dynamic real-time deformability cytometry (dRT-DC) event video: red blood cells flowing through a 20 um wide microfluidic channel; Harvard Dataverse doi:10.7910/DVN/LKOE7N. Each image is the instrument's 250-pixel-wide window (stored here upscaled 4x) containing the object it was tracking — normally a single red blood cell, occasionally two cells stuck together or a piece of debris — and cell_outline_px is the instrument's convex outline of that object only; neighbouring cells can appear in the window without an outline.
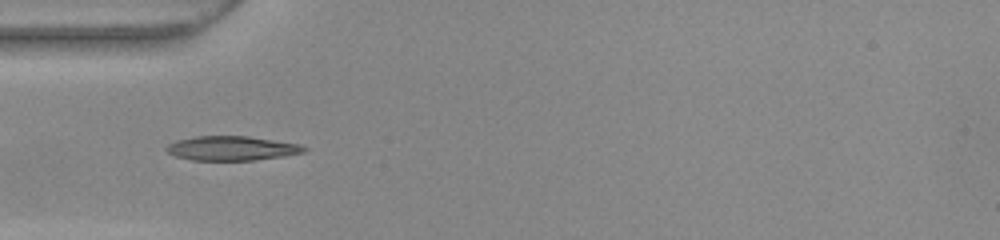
{"species": "common noctule bat (a hibernating species)", "species_latin": "Nyctalus noctula", "temperature_condition": "warm", "stored_images_in_passage": 41, "camera_frame_rate_fps": 3000, "um_per_image_px": 0.085, "animal": {"sex": "female", "body_mass_g": 22.0, "forearm_length_mm": 56.7}, "frame": {"image": 1, "passage_image": 5, "time_ms": 1.333, "image_size_px": [1000, 240], "cell_outline_px": [[308, 148], [304, 152], [284, 156], [252, 160], [192, 160], [176, 156], [168, 152], [164, 148], [168, 144], [176, 140], [196, 136], [248, 136], [300, 144]], "centroid_in_image_um": [19.69, 12.6], "position_along_channel_um": 65.3, "area_um2": 19.48}}
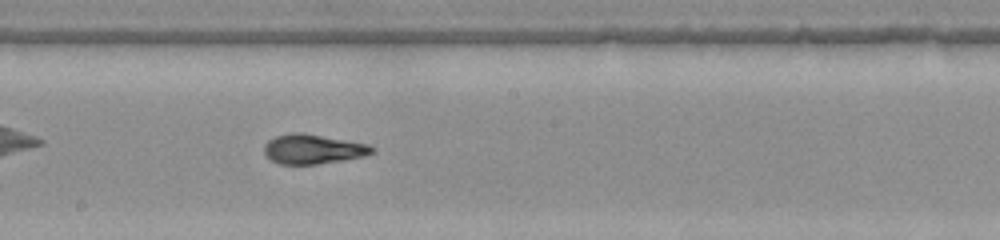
{"frame": {"image": 2, "passage_image": 17, "time_ms": 5.333, "image_size_px": [1000, 240], "cell_outline_px": [[376, 152], [364, 156], [316, 164], [280, 164], [272, 160], [264, 152], [264, 144], [268, 140], [276, 136], [292, 132], [300, 132], [368, 144], [376, 148]], "centroid_in_image_um": [26.61, 12.67], "position_along_channel_um": 221.6, "area_um2": 18.44}}
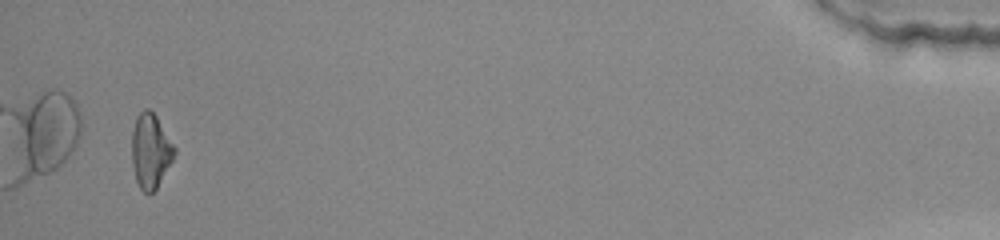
{"frame": {"image": 3, "passage_image": 39, "time_ms": 12.667, "image_size_px": [1000, 240], "cell_outline_px": [[176, 152], [172, 160], [156, 188], [152, 192], [144, 192], [140, 188], [136, 180], [132, 164], [132, 132], [136, 116], [144, 108], [148, 108], [156, 116], [176, 148]], "centroid_in_image_um": [12.78, 12.8], "position_along_channel_um": 422.4, "area_um2": 18.26}, "authors_computed_cell_mechanics": {"area_um2": 18.4382, "velocity_mm_per_s": 3.908, "shape_relaxation_time_tau1_ms": null, "shape_relaxation_time_tau2_ms": 1.0861, "deformation_change_tau1": null, "deformation_change_tau2": 0.0518}}